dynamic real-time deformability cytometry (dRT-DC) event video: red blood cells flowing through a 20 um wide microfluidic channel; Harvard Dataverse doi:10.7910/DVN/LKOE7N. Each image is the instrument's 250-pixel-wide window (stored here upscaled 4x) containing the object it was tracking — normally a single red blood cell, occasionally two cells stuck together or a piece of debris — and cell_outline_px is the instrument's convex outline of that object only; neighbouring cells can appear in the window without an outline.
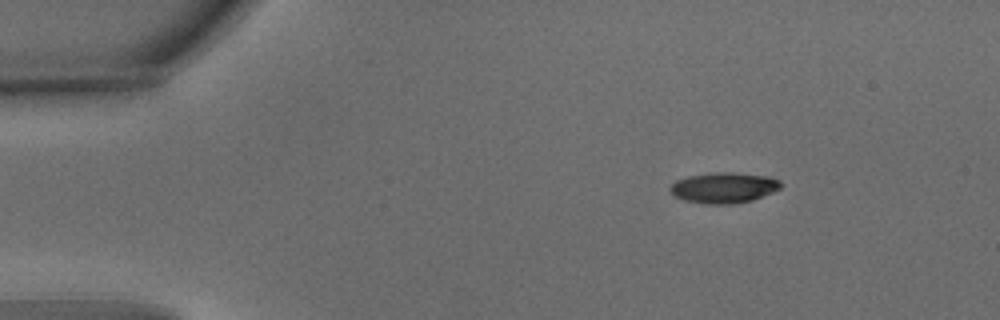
{"species": "common noctule bat (a hibernating species)", "species_latin": "Nyctalus noctula", "temperature_condition": "warm", "stored_images_in_passage": 47, "camera_frame_rate_fps": 3000, "um_per_image_px": 0.085, "animal": {"sex": "male", "body_mass_g": 15.6}, "frame": {"image": 1, "passage_image": 1, "time_ms": 0.0, "image_size_px": [1000, 320], "cell_outline_px": [[780, 188], [772, 192], [752, 200], [732, 204], [704, 204], [684, 200], [676, 196], [668, 188], [676, 180], [688, 176], [716, 172], [732, 172], [768, 176], [780, 180]], "centroid_in_image_um": [61.51, 15.95], "position_along_channel_um": 23.5, "area_um2": 19.65}}
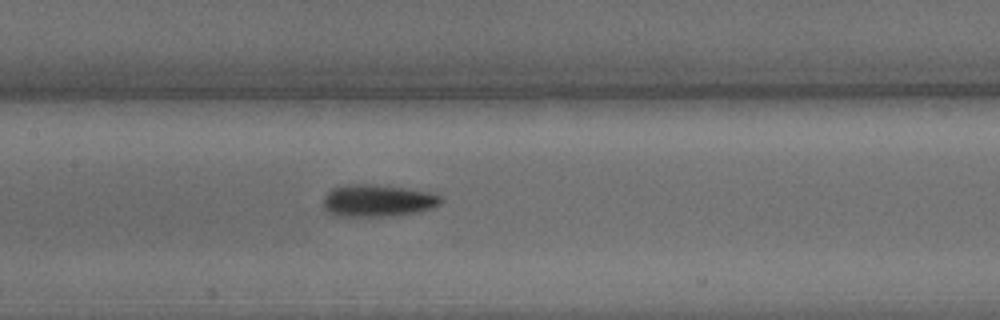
{"frame": {"image": 2, "passage_image": 19, "time_ms": 6.0, "image_size_px": [1000, 320], "cell_outline_px": [[440, 204], [432, 208], [412, 212], [388, 216], [336, 216], [328, 212], [324, 208], [324, 196], [332, 188], [348, 184], [372, 184], [404, 188], [428, 192], [440, 196]], "centroid_in_image_um": [32.04, 17.05], "position_along_channel_um": 175.4, "area_um2": 21.68}}
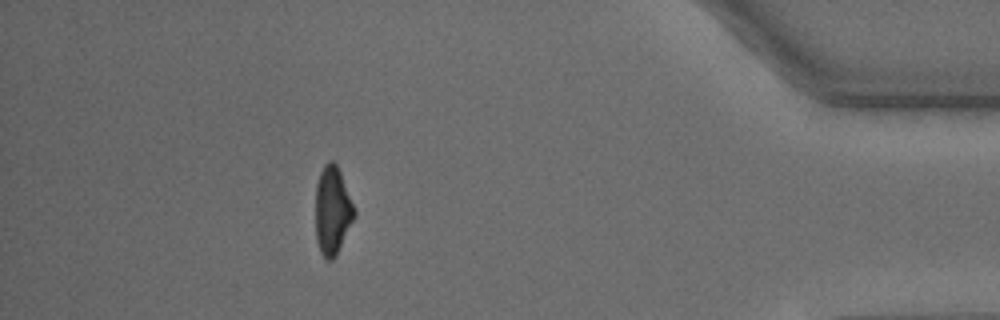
{"frame": {"image": 3, "passage_image": 41, "time_ms": 13.333, "image_size_px": [1000, 320], "cell_outline_px": [[356, 216], [336, 256], [332, 260], [328, 260], [320, 252], [316, 240], [316, 184], [320, 172], [324, 164], [328, 160], [332, 160], [336, 164], [340, 172], [356, 208]], "centroid_in_image_um": [28.27, 17.89], "position_along_channel_um": 406.9, "area_um2": 20.17}, "authors_computed_cell_mechanics": {"area_um2": 20.519, "velocity_mm_per_s": 3.8122, "shape_relaxation_time_tau1_ms": 2.1519, "shape_relaxation_time_tau2_ms": 2.6689, "deformation_change_tau1": 0.1602, "deformation_change_tau2": 0.1092}}